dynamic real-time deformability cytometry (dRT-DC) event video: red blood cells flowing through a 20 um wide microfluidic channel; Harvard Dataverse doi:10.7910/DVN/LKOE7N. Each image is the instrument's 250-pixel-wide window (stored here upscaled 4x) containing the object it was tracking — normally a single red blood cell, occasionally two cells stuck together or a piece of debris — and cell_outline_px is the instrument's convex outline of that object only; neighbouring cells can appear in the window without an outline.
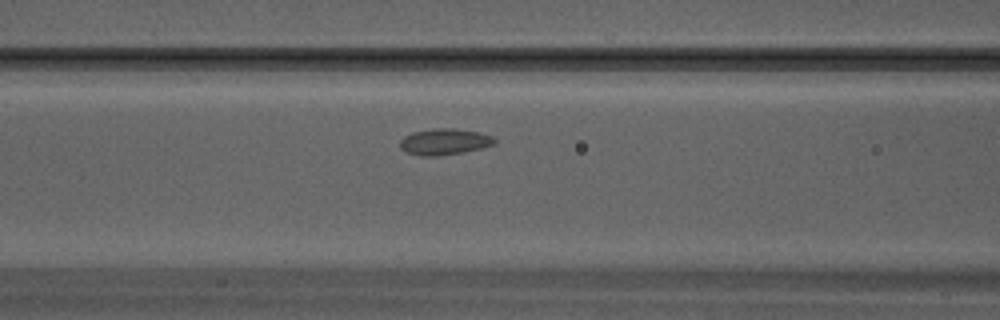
{"species": "Egyptian fruit bat (a non-hibernating species)", "species_latin": "Rousettus aegyptiacus", "temperature_condition": "warm", "stored_images_in_passage": 6, "camera_frame_rate_fps": 3000, "um_per_image_px": 0.085, "animal": {"sex": "male"}, "frame": {"image": 1, "passage_image": 5, "time_ms": 1.333, "image_size_px": [1000, 320], "cell_outline_px": [[496, 144], [464, 152], [436, 156], [420, 156], [404, 152], [400, 148], [400, 140], [404, 136], [412, 132], [436, 128], [452, 128], [480, 132], [492, 136], [496, 140]], "centroid_in_image_um": [37.76, 12.05], "position_along_channel_um": 128.8, "area_um2": 14.57}}